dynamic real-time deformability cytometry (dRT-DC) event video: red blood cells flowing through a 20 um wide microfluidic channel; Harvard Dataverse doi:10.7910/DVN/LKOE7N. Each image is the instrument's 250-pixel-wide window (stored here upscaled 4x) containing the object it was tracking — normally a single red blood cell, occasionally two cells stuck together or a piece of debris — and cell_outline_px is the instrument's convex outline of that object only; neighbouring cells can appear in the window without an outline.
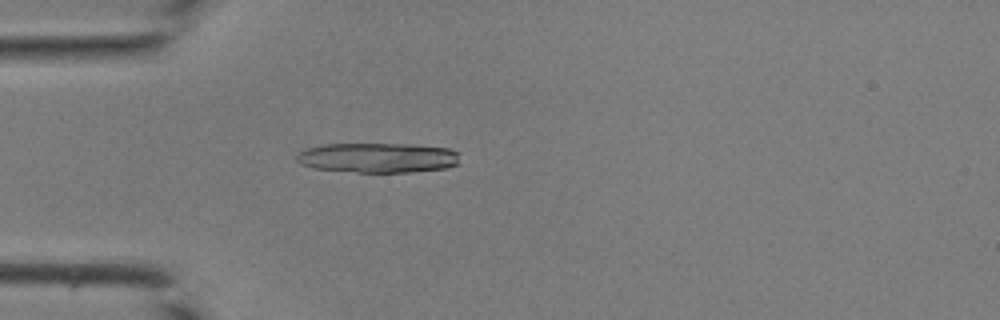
{"species": "common noctule bat (a hibernating species)", "species_latin": "Nyctalus noctula", "temperature_condition": "room temperature", "stored_images_in_passage": 35, "camera_frame_rate_fps": 3000, "um_per_image_px": 0.085, "animal": {"sex": "male", "body_mass_g": 19.0, "forearm_length_mm": 50.8}, "frame": {"image": 1, "passage_image": 6, "time_ms": 1.667, "image_size_px": [1000, 320], "cell_outline_px": [[460, 164], [448, 168], [412, 172], [356, 172], [312, 168], [300, 164], [296, 160], [296, 152], [308, 148], [324, 144], [408, 144], [448, 148], [460, 152]], "centroid_in_image_um": [32.15, 13.41], "position_along_channel_um": 52.9, "area_um2": 28.84}}
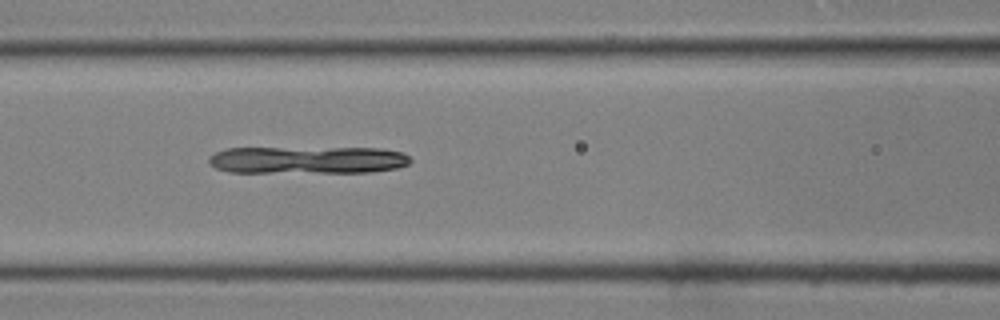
{"frame": {"image": 2, "passage_image": 12, "time_ms": 3.667, "image_size_px": [1000, 320], "cell_outline_px": [[412, 160], [408, 164], [396, 168], [372, 172], [228, 172], [216, 168], [208, 164], [208, 156], [224, 148], [380, 148], [400, 152], [408, 156]], "centroid_in_image_um": [26.1, 13.59], "position_along_channel_um": 140.5, "area_um2": 32.31}}
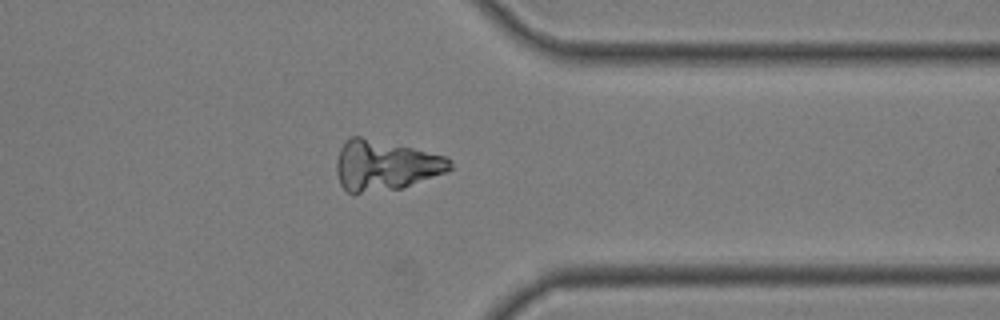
{"frame": {"image": 3, "passage_image": 27, "time_ms": 8.667, "image_size_px": [1000, 320], "cell_outline_px": [[452, 168], [448, 172], [400, 188], [352, 196], [340, 184], [336, 172], [336, 160], [340, 148], [344, 140], [352, 136], [360, 136], [448, 156], [452, 160]], "centroid_in_image_um": [32.71, 14.08], "position_along_channel_um": 378.7, "area_um2": 33.7}}